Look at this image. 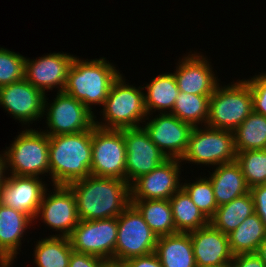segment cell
<instances>
[{"label": "cell", "mask_w": 266, "mask_h": 267, "mask_svg": "<svg viewBox=\"0 0 266 267\" xmlns=\"http://www.w3.org/2000/svg\"><path fill=\"white\" fill-rule=\"evenodd\" d=\"M45 96L24 78L0 87V107L22 127L34 128L43 119Z\"/></svg>", "instance_id": "13"}, {"label": "cell", "mask_w": 266, "mask_h": 267, "mask_svg": "<svg viewBox=\"0 0 266 267\" xmlns=\"http://www.w3.org/2000/svg\"><path fill=\"white\" fill-rule=\"evenodd\" d=\"M0 267H10L2 258H0Z\"/></svg>", "instance_id": "44"}, {"label": "cell", "mask_w": 266, "mask_h": 267, "mask_svg": "<svg viewBox=\"0 0 266 267\" xmlns=\"http://www.w3.org/2000/svg\"><path fill=\"white\" fill-rule=\"evenodd\" d=\"M145 108L148 115L171 113L179 94L176 79L172 72H162L153 76L149 83L142 85Z\"/></svg>", "instance_id": "23"}, {"label": "cell", "mask_w": 266, "mask_h": 267, "mask_svg": "<svg viewBox=\"0 0 266 267\" xmlns=\"http://www.w3.org/2000/svg\"><path fill=\"white\" fill-rule=\"evenodd\" d=\"M236 162L249 188L266 184V149L237 152Z\"/></svg>", "instance_id": "33"}, {"label": "cell", "mask_w": 266, "mask_h": 267, "mask_svg": "<svg viewBox=\"0 0 266 267\" xmlns=\"http://www.w3.org/2000/svg\"><path fill=\"white\" fill-rule=\"evenodd\" d=\"M204 175H206V172L203 173L202 176L198 175V177H195V180H193L192 177L191 180H189L190 178H187V180L183 177L182 188L188 193L193 203L204 216L210 220L214 216L218 205L216 204L212 183L210 179Z\"/></svg>", "instance_id": "32"}, {"label": "cell", "mask_w": 266, "mask_h": 267, "mask_svg": "<svg viewBox=\"0 0 266 267\" xmlns=\"http://www.w3.org/2000/svg\"><path fill=\"white\" fill-rule=\"evenodd\" d=\"M33 241L32 261L35 267H68L73 251L68 237L46 236Z\"/></svg>", "instance_id": "25"}, {"label": "cell", "mask_w": 266, "mask_h": 267, "mask_svg": "<svg viewBox=\"0 0 266 267\" xmlns=\"http://www.w3.org/2000/svg\"><path fill=\"white\" fill-rule=\"evenodd\" d=\"M154 253L163 267H197L189 233L158 237Z\"/></svg>", "instance_id": "24"}, {"label": "cell", "mask_w": 266, "mask_h": 267, "mask_svg": "<svg viewBox=\"0 0 266 267\" xmlns=\"http://www.w3.org/2000/svg\"><path fill=\"white\" fill-rule=\"evenodd\" d=\"M51 187L43 194L34 226L41 221L45 229L52 230L49 236L69 237L79 223L75 196L66 185Z\"/></svg>", "instance_id": "9"}, {"label": "cell", "mask_w": 266, "mask_h": 267, "mask_svg": "<svg viewBox=\"0 0 266 267\" xmlns=\"http://www.w3.org/2000/svg\"><path fill=\"white\" fill-rule=\"evenodd\" d=\"M116 66L104 56L84 59L75 55L63 92L81 101L96 114L95 107L103 106L112 83L122 72Z\"/></svg>", "instance_id": "2"}, {"label": "cell", "mask_w": 266, "mask_h": 267, "mask_svg": "<svg viewBox=\"0 0 266 267\" xmlns=\"http://www.w3.org/2000/svg\"><path fill=\"white\" fill-rule=\"evenodd\" d=\"M233 135L236 152L266 149V116L253 111Z\"/></svg>", "instance_id": "30"}, {"label": "cell", "mask_w": 266, "mask_h": 267, "mask_svg": "<svg viewBox=\"0 0 266 267\" xmlns=\"http://www.w3.org/2000/svg\"><path fill=\"white\" fill-rule=\"evenodd\" d=\"M25 58L19 52L0 47V87L24 79Z\"/></svg>", "instance_id": "34"}, {"label": "cell", "mask_w": 266, "mask_h": 267, "mask_svg": "<svg viewBox=\"0 0 266 267\" xmlns=\"http://www.w3.org/2000/svg\"><path fill=\"white\" fill-rule=\"evenodd\" d=\"M157 237L176 233L170 202L167 199H131Z\"/></svg>", "instance_id": "26"}, {"label": "cell", "mask_w": 266, "mask_h": 267, "mask_svg": "<svg viewBox=\"0 0 266 267\" xmlns=\"http://www.w3.org/2000/svg\"><path fill=\"white\" fill-rule=\"evenodd\" d=\"M219 83L209 100L206 125L234 131L253 112V98L249 83L244 79Z\"/></svg>", "instance_id": "6"}, {"label": "cell", "mask_w": 266, "mask_h": 267, "mask_svg": "<svg viewBox=\"0 0 266 267\" xmlns=\"http://www.w3.org/2000/svg\"><path fill=\"white\" fill-rule=\"evenodd\" d=\"M211 95H194L179 91L170 114L193 127L204 126L209 115V100Z\"/></svg>", "instance_id": "31"}, {"label": "cell", "mask_w": 266, "mask_h": 267, "mask_svg": "<svg viewBox=\"0 0 266 267\" xmlns=\"http://www.w3.org/2000/svg\"><path fill=\"white\" fill-rule=\"evenodd\" d=\"M107 262L94 255L72 251L68 267H104Z\"/></svg>", "instance_id": "36"}, {"label": "cell", "mask_w": 266, "mask_h": 267, "mask_svg": "<svg viewBox=\"0 0 266 267\" xmlns=\"http://www.w3.org/2000/svg\"><path fill=\"white\" fill-rule=\"evenodd\" d=\"M122 132L126 147V182L131 185L167 158L151 141L143 127L122 129Z\"/></svg>", "instance_id": "18"}, {"label": "cell", "mask_w": 266, "mask_h": 267, "mask_svg": "<svg viewBox=\"0 0 266 267\" xmlns=\"http://www.w3.org/2000/svg\"><path fill=\"white\" fill-rule=\"evenodd\" d=\"M266 238V228L260 217L253 213L234 231L228 234L229 246L233 255L257 253Z\"/></svg>", "instance_id": "28"}, {"label": "cell", "mask_w": 266, "mask_h": 267, "mask_svg": "<svg viewBox=\"0 0 266 267\" xmlns=\"http://www.w3.org/2000/svg\"><path fill=\"white\" fill-rule=\"evenodd\" d=\"M257 255L261 258V260L263 261V263L266 266V238L260 244V246L257 250Z\"/></svg>", "instance_id": "41"}, {"label": "cell", "mask_w": 266, "mask_h": 267, "mask_svg": "<svg viewBox=\"0 0 266 267\" xmlns=\"http://www.w3.org/2000/svg\"><path fill=\"white\" fill-rule=\"evenodd\" d=\"M33 225L34 220L28 214L0 204V258L10 267H14L18 260L25 239L28 244L30 239L32 241L27 233H32L30 228Z\"/></svg>", "instance_id": "20"}, {"label": "cell", "mask_w": 266, "mask_h": 267, "mask_svg": "<svg viewBox=\"0 0 266 267\" xmlns=\"http://www.w3.org/2000/svg\"><path fill=\"white\" fill-rule=\"evenodd\" d=\"M123 264L126 267H163L155 253L127 259Z\"/></svg>", "instance_id": "39"}, {"label": "cell", "mask_w": 266, "mask_h": 267, "mask_svg": "<svg viewBox=\"0 0 266 267\" xmlns=\"http://www.w3.org/2000/svg\"><path fill=\"white\" fill-rule=\"evenodd\" d=\"M92 129L49 136L51 185H68L91 175Z\"/></svg>", "instance_id": "3"}, {"label": "cell", "mask_w": 266, "mask_h": 267, "mask_svg": "<svg viewBox=\"0 0 266 267\" xmlns=\"http://www.w3.org/2000/svg\"><path fill=\"white\" fill-rule=\"evenodd\" d=\"M48 179L35 176L8 174L0 188V204L28 214L35 219L44 192L49 187Z\"/></svg>", "instance_id": "19"}, {"label": "cell", "mask_w": 266, "mask_h": 267, "mask_svg": "<svg viewBox=\"0 0 266 267\" xmlns=\"http://www.w3.org/2000/svg\"><path fill=\"white\" fill-rule=\"evenodd\" d=\"M251 88L253 111L266 116V71L244 78Z\"/></svg>", "instance_id": "35"}, {"label": "cell", "mask_w": 266, "mask_h": 267, "mask_svg": "<svg viewBox=\"0 0 266 267\" xmlns=\"http://www.w3.org/2000/svg\"><path fill=\"white\" fill-rule=\"evenodd\" d=\"M253 213H255L254 201L249 191L227 204L218 206L209 223L215 229L228 235Z\"/></svg>", "instance_id": "27"}, {"label": "cell", "mask_w": 266, "mask_h": 267, "mask_svg": "<svg viewBox=\"0 0 266 267\" xmlns=\"http://www.w3.org/2000/svg\"><path fill=\"white\" fill-rule=\"evenodd\" d=\"M176 233H188L209 224V220L193 203L188 193L181 188L169 199Z\"/></svg>", "instance_id": "29"}, {"label": "cell", "mask_w": 266, "mask_h": 267, "mask_svg": "<svg viewBox=\"0 0 266 267\" xmlns=\"http://www.w3.org/2000/svg\"><path fill=\"white\" fill-rule=\"evenodd\" d=\"M73 192L79 220L118 217L130 204V185L118 178L89 175L67 185Z\"/></svg>", "instance_id": "1"}, {"label": "cell", "mask_w": 266, "mask_h": 267, "mask_svg": "<svg viewBox=\"0 0 266 267\" xmlns=\"http://www.w3.org/2000/svg\"><path fill=\"white\" fill-rule=\"evenodd\" d=\"M236 156L233 131L204 125L193 127L187 151L181 162L183 165L191 164L190 167L192 164L199 165V168H204L200 170H207L210 167L235 162Z\"/></svg>", "instance_id": "7"}, {"label": "cell", "mask_w": 266, "mask_h": 267, "mask_svg": "<svg viewBox=\"0 0 266 267\" xmlns=\"http://www.w3.org/2000/svg\"><path fill=\"white\" fill-rule=\"evenodd\" d=\"M231 265L232 267H266L257 253L234 255Z\"/></svg>", "instance_id": "38"}, {"label": "cell", "mask_w": 266, "mask_h": 267, "mask_svg": "<svg viewBox=\"0 0 266 267\" xmlns=\"http://www.w3.org/2000/svg\"><path fill=\"white\" fill-rule=\"evenodd\" d=\"M8 176L4 151H0V188L4 185Z\"/></svg>", "instance_id": "40"}, {"label": "cell", "mask_w": 266, "mask_h": 267, "mask_svg": "<svg viewBox=\"0 0 266 267\" xmlns=\"http://www.w3.org/2000/svg\"><path fill=\"white\" fill-rule=\"evenodd\" d=\"M104 267H126L123 263L108 261Z\"/></svg>", "instance_id": "42"}, {"label": "cell", "mask_w": 266, "mask_h": 267, "mask_svg": "<svg viewBox=\"0 0 266 267\" xmlns=\"http://www.w3.org/2000/svg\"><path fill=\"white\" fill-rule=\"evenodd\" d=\"M142 127L167 159L181 160L185 155L193 130L191 124L183 122L170 113H156V115H148Z\"/></svg>", "instance_id": "14"}, {"label": "cell", "mask_w": 266, "mask_h": 267, "mask_svg": "<svg viewBox=\"0 0 266 267\" xmlns=\"http://www.w3.org/2000/svg\"><path fill=\"white\" fill-rule=\"evenodd\" d=\"M188 233L197 267L221 265L233 260L228 235L215 229L210 223Z\"/></svg>", "instance_id": "21"}, {"label": "cell", "mask_w": 266, "mask_h": 267, "mask_svg": "<svg viewBox=\"0 0 266 267\" xmlns=\"http://www.w3.org/2000/svg\"><path fill=\"white\" fill-rule=\"evenodd\" d=\"M22 129L3 149L8 174L49 178V136L40 126Z\"/></svg>", "instance_id": "5"}, {"label": "cell", "mask_w": 266, "mask_h": 267, "mask_svg": "<svg viewBox=\"0 0 266 267\" xmlns=\"http://www.w3.org/2000/svg\"><path fill=\"white\" fill-rule=\"evenodd\" d=\"M193 51V52H192ZM206 53L195 49L179 57L174 71V77L179 91L194 95H212L221 82L217 70ZM215 70V71H214Z\"/></svg>", "instance_id": "15"}, {"label": "cell", "mask_w": 266, "mask_h": 267, "mask_svg": "<svg viewBox=\"0 0 266 267\" xmlns=\"http://www.w3.org/2000/svg\"><path fill=\"white\" fill-rule=\"evenodd\" d=\"M209 170L207 171L209 174L206 176L212 183L218 206L227 204L250 191L242 169L236 161L221 164Z\"/></svg>", "instance_id": "22"}, {"label": "cell", "mask_w": 266, "mask_h": 267, "mask_svg": "<svg viewBox=\"0 0 266 267\" xmlns=\"http://www.w3.org/2000/svg\"><path fill=\"white\" fill-rule=\"evenodd\" d=\"M250 193L253 197L255 213L266 228V184L251 187Z\"/></svg>", "instance_id": "37"}, {"label": "cell", "mask_w": 266, "mask_h": 267, "mask_svg": "<svg viewBox=\"0 0 266 267\" xmlns=\"http://www.w3.org/2000/svg\"><path fill=\"white\" fill-rule=\"evenodd\" d=\"M157 238L141 213L131 203L118 216L115 262L123 263L133 257L154 253Z\"/></svg>", "instance_id": "10"}, {"label": "cell", "mask_w": 266, "mask_h": 267, "mask_svg": "<svg viewBox=\"0 0 266 267\" xmlns=\"http://www.w3.org/2000/svg\"><path fill=\"white\" fill-rule=\"evenodd\" d=\"M126 80L121 73L112 83L107 99L95 115L96 126L115 130L142 127L148 116L142 85H132Z\"/></svg>", "instance_id": "4"}, {"label": "cell", "mask_w": 266, "mask_h": 267, "mask_svg": "<svg viewBox=\"0 0 266 267\" xmlns=\"http://www.w3.org/2000/svg\"><path fill=\"white\" fill-rule=\"evenodd\" d=\"M91 175L126 181V147L122 130L92 129Z\"/></svg>", "instance_id": "11"}, {"label": "cell", "mask_w": 266, "mask_h": 267, "mask_svg": "<svg viewBox=\"0 0 266 267\" xmlns=\"http://www.w3.org/2000/svg\"><path fill=\"white\" fill-rule=\"evenodd\" d=\"M53 96L51 100L45 96L43 124L46 126L40 128L48 136L73 134L94 128L95 114L81 101L64 92H56Z\"/></svg>", "instance_id": "8"}, {"label": "cell", "mask_w": 266, "mask_h": 267, "mask_svg": "<svg viewBox=\"0 0 266 267\" xmlns=\"http://www.w3.org/2000/svg\"><path fill=\"white\" fill-rule=\"evenodd\" d=\"M179 159H167L130 185L131 199H167L182 188L185 169Z\"/></svg>", "instance_id": "17"}, {"label": "cell", "mask_w": 266, "mask_h": 267, "mask_svg": "<svg viewBox=\"0 0 266 267\" xmlns=\"http://www.w3.org/2000/svg\"><path fill=\"white\" fill-rule=\"evenodd\" d=\"M75 55L66 52L44 53L41 57L25 58L24 78L45 95L63 92L68 70Z\"/></svg>", "instance_id": "16"}, {"label": "cell", "mask_w": 266, "mask_h": 267, "mask_svg": "<svg viewBox=\"0 0 266 267\" xmlns=\"http://www.w3.org/2000/svg\"><path fill=\"white\" fill-rule=\"evenodd\" d=\"M205 267H232L231 263H225L221 265L205 266Z\"/></svg>", "instance_id": "43"}, {"label": "cell", "mask_w": 266, "mask_h": 267, "mask_svg": "<svg viewBox=\"0 0 266 267\" xmlns=\"http://www.w3.org/2000/svg\"><path fill=\"white\" fill-rule=\"evenodd\" d=\"M118 217L79 220L68 237L73 251L115 262Z\"/></svg>", "instance_id": "12"}]
</instances>
